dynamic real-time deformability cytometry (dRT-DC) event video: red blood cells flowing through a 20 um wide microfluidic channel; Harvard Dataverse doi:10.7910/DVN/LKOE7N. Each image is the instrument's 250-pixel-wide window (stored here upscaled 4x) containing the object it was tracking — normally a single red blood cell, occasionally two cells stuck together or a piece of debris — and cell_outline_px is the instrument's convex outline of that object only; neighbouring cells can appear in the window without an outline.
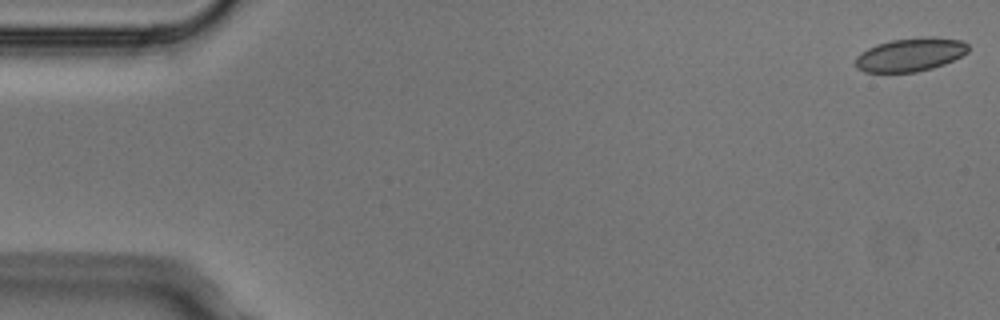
{"species": "Egyptian fruit bat (a non-hibernating species)", "species_latin": "Rousettus aegyptiacus", "temperature_condition": "cold", "stored_images_in_passage": 6, "camera_frame_rate_fps": 3000, "um_per_image_px": 0.085, "animal": {"sex": "male"}, "frame": {"image": 1, "passage_image": 1, "time_ms": 0.0, "image_size_px": [1000, 320], "cell_outline_px": [[968, 52], [944, 64], [932, 68], [916, 72], [864, 72], [856, 68], [856, 56], [860, 52], [876, 44], [892, 40], [928, 36], [932, 36], [960, 40], [968, 44]], "centroid_in_image_um": [77.36, 4.64], "position_along_channel_um": 7.6, "area_um2": 21.96}}
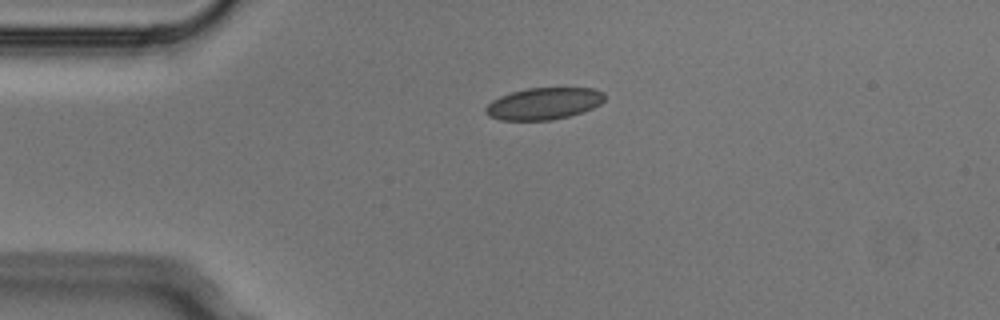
{"frame": {"image": 2, "passage_image": 4, "time_ms": 1.0, "image_size_px": [1000, 320], "cell_outline_px": [[604, 100], [600, 104], [592, 108], [568, 116], [552, 120], [500, 120], [488, 116], [484, 112], [484, 108], [492, 100], [500, 96], [512, 92], [528, 88], [596, 88], [604, 92]], "centroid_in_image_um": [46.2, 8.8], "position_along_channel_um": 38.8, "area_um2": 22.08}}
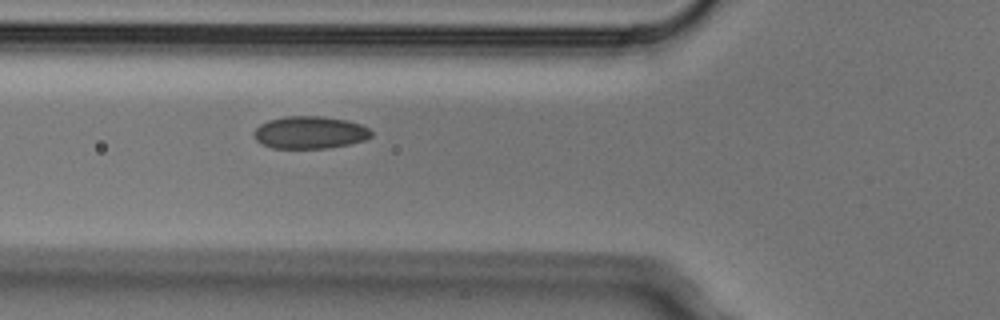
{"frame": {"image": 3, "passage_image": 6, "time_ms": 1.667, "image_size_px": [1000, 320], "cell_outline_px": [[372, 136], [364, 140], [348, 144], [328, 148], [272, 148], [260, 144], [252, 136], [252, 132], [260, 124], [268, 120], [284, 116], [324, 116], [348, 120], [360, 124], [368, 128], [372, 132]], "centroid_in_image_um": [26.3, 11.25], "position_along_channel_um": 99.5, "area_um2": 22.43}}